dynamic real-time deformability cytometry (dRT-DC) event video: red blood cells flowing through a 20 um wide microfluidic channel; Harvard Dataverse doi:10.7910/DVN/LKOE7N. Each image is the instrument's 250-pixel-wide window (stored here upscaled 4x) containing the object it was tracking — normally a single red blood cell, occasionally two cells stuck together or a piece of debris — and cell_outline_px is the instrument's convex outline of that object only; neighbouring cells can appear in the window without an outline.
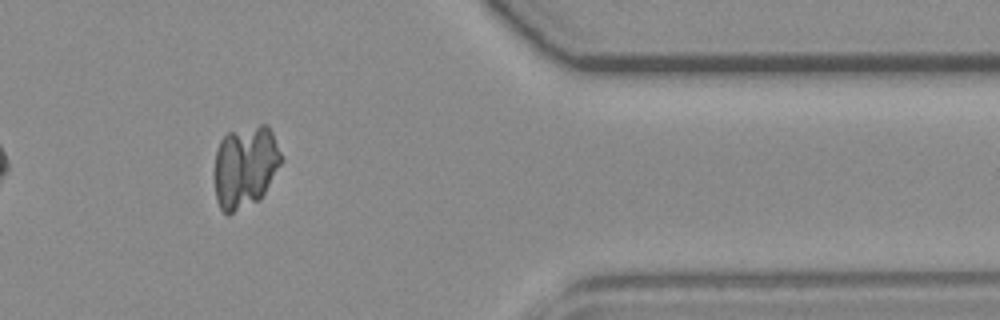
{"species": "common noctule bat (a hibernating species)", "species_latin": "Nyctalus noctula", "temperature_condition": "room temperature", "stored_images_in_passage": 36, "camera_frame_rate_fps": 3000, "um_per_image_px": 0.085, "animal": {"sex": "female", "body_mass_g": 19.3, "forearm_length_mm": 54.1}, "frame": {"image": 1, "passage_image": 31, "time_ms": 10.0, "image_size_px": [1000, 320], "cell_outline_px": [[284, 160], [260, 200], [228, 216], [220, 208], [216, 200], [216, 152], [220, 140], [228, 132], [260, 124], [268, 124], [284, 156]], "centroid_in_image_um": [20.89, 14.17], "position_along_channel_um": 390.5, "area_um2": 32.43}}